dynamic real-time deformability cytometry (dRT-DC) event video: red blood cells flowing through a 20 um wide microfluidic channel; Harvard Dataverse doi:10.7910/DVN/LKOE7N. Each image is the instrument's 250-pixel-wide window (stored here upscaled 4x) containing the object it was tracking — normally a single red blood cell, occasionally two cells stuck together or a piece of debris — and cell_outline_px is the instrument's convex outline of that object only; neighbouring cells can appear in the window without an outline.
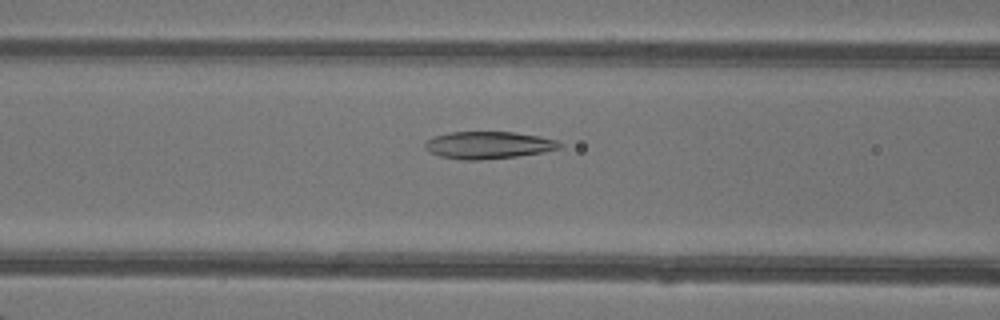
{"species": "common noctule bat (a hibernating species)", "species_latin": "Nyctalus noctula", "temperature_condition": "warm", "stored_images_in_passage": 49, "camera_frame_rate_fps": 3000, "um_per_image_px": 0.085, "animal": {"sex": "female"}, "frame": {"image": 1, "passage_image": 21, "time_ms": 6.667, "image_size_px": [1000, 320], "cell_outline_px": [[564, 148], [544, 152], [516, 156], [480, 160], [460, 160], [440, 156], [424, 148], [424, 140], [432, 136], [448, 132], [516, 132], [540, 136], [556, 140], [564, 144]], "centroid_in_image_um": [41.52, 12.33], "position_along_channel_um": 125.1, "area_um2": 21.73}}
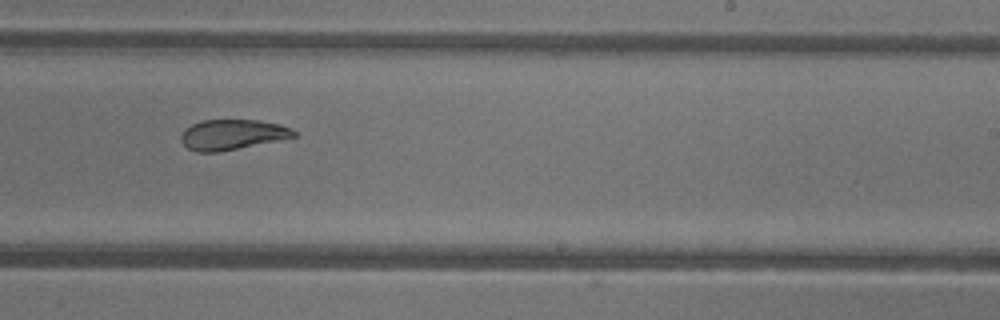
{"frame": {"image": 2, "passage_image": 31, "time_ms": 10.0, "image_size_px": [1000, 320], "cell_outline_px": [[296, 136], [216, 152], [196, 152], [188, 148], [180, 140], [180, 136], [184, 128], [200, 120], [260, 120], [292, 128], [296, 132]], "centroid_in_image_um": [19.67, 11.42], "position_along_channel_um": 269.3, "area_um2": 19.59}}
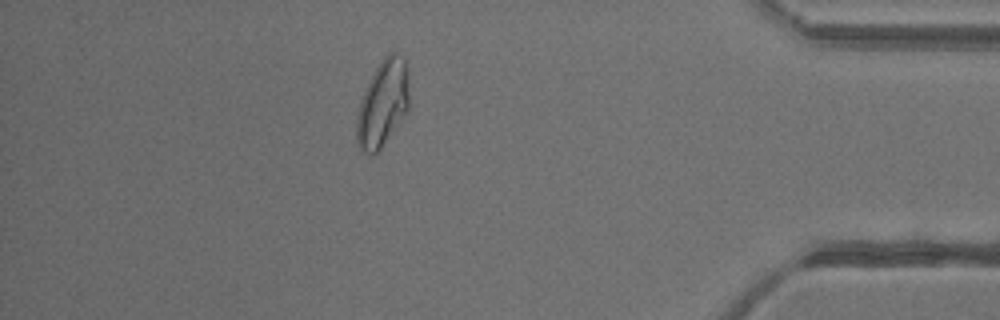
{"frame": {"image": 3, "passage_image": 43, "time_ms": 14.0, "image_size_px": [1000, 320], "cell_outline_px": [[408, 108], [404, 116], [380, 152], [372, 156], [368, 156], [356, 144], [356, 116], [360, 100], [380, 60], [388, 52], [396, 52], [404, 56], [408, 68]], "centroid_in_image_um": [32.53, 8.83], "position_along_channel_um": 402.7, "area_um2": 27.05}, "authors_computed_cell_mechanics": {"area_um2": 24.276, "velocity_mm_per_s": 4.3292, "shape_relaxation_time_tau1_ms": 7.3293, "shape_relaxation_time_tau2_ms": 1.7418, "deformation_change_tau1": 0.2432, "deformation_change_tau2": 0.082}}